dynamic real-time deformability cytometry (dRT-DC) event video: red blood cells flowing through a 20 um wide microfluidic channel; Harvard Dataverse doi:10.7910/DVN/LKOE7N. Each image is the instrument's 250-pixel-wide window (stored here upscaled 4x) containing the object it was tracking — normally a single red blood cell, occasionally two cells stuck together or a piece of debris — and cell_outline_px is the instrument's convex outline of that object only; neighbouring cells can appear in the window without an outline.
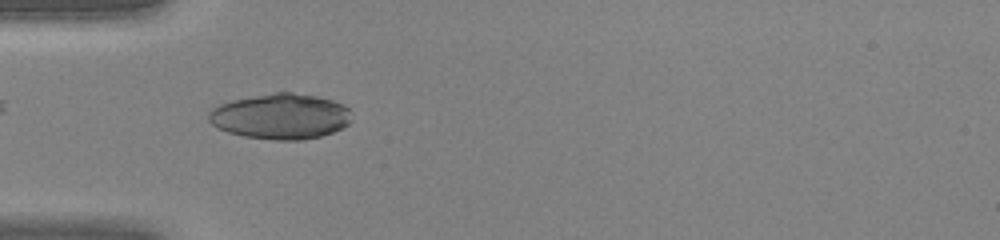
{"species": "human", "species_latin": "Homo sapiens", "temperature_condition": "warm", "stored_images_in_passage": 45, "camera_frame_rate_fps": 3000, "um_per_image_px": 0.085, "donor": {"sex": "female"}, "frame": {"image": 1, "passage_image": 15, "time_ms": 4.667, "image_size_px": [1000, 240], "cell_outline_px": [[352, 120], [344, 128], [320, 136], [304, 140], [276, 140], [244, 136], [228, 132], [212, 124], [208, 120], [208, 112], [212, 108], [220, 104], [232, 100], [276, 92], [292, 92], [316, 96], [332, 100], [344, 104], [352, 112]], "centroid_in_image_um": [23.89, 9.89], "position_along_channel_um": 61.1, "area_um2": 38.03}}
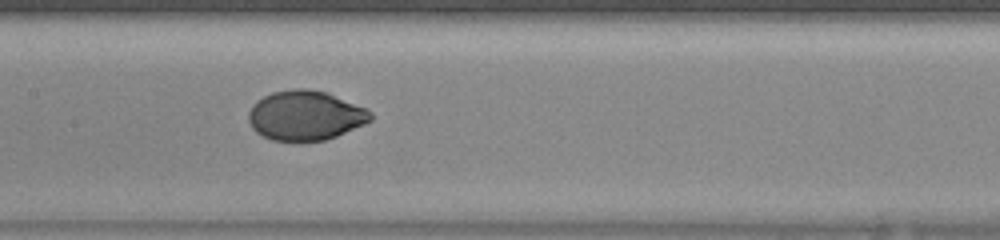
{"frame": {"image": 2, "passage_image": 23, "time_ms": 7.333, "image_size_px": [1000, 240], "cell_outline_px": [[372, 120], [364, 124], [336, 136], [324, 140], [272, 140], [256, 132], [252, 128], [248, 120], [248, 112], [252, 104], [256, 100], [272, 92], [296, 88], [308, 88], [328, 92], [368, 108], [372, 112]], "centroid_in_image_um": [25.96, 9.79], "position_along_channel_um": 181.4, "area_um2": 35.49}}
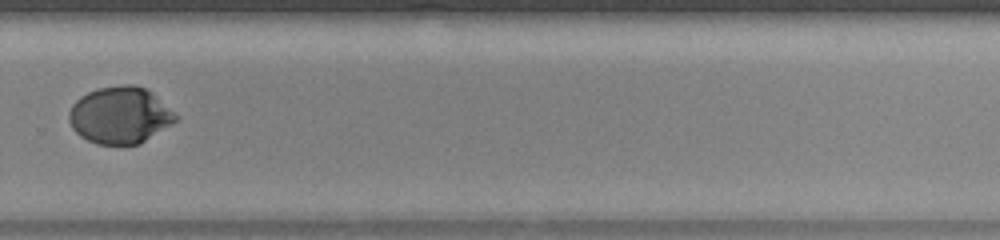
{"frame": {"image": 3, "passage_image": 32, "time_ms": 10.333, "image_size_px": [1000, 240], "cell_outline_px": [[180, 116], [172, 124], [140, 144], [96, 144], [80, 136], [72, 128], [68, 120], [68, 112], [72, 104], [80, 96], [88, 92], [100, 88], [120, 84], [132, 84], [144, 88], [152, 92]], "centroid_in_image_um": [10.2, 9.79], "position_along_channel_um": 319.6, "area_um2": 35.55}}